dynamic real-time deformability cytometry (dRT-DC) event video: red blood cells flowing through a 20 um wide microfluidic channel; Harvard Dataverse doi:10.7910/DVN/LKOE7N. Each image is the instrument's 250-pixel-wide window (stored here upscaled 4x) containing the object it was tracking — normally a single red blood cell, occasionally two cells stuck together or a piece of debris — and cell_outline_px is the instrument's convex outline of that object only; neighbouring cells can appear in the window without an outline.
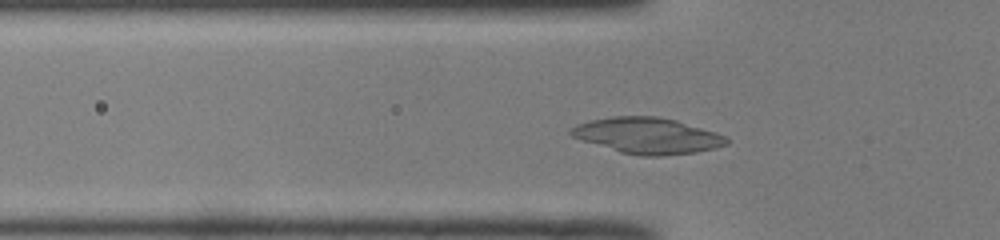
{"species": "common noctule bat (a hibernating species)", "species_latin": "Nyctalus noctula", "temperature_condition": "room temperature", "stored_images_in_passage": 35, "camera_frame_rate_fps": 3000, "um_per_image_px": 0.085, "animal": {"sex": "male", "body_mass_g": 19.0, "forearm_length_mm": 50.8}, "frame": {"image": 1, "passage_image": 2, "time_ms": 0.333, "image_size_px": [1000, 240], "cell_outline_px": [[728, 144], [716, 148], [696, 152], [664, 156], [640, 156], [620, 152], [572, 136], [568, 132], [568, 128], [576, 124], [592, 120], [612, 116], [656, 116], [676, 120], [716, 132], [728, 136]], "centroid_in_image_um": [55.06, 11.53], "position_along_channel_um": 70.7, "area_um2": 32.66}}
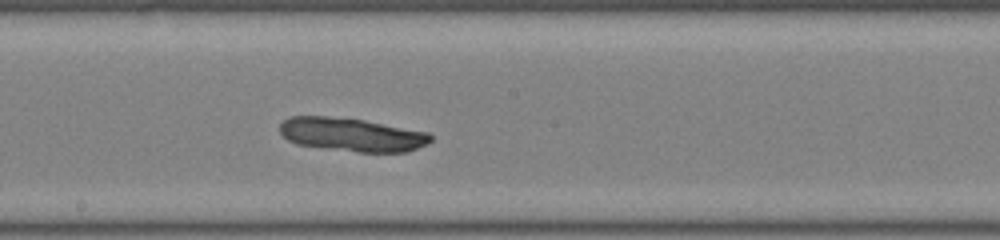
{"frame": {"image": 2, "passage_image": 13, "time_ms": 4.0, "image_size_px": [1000, 240], "cell_outline_px": [[432, 140], [428, 144], [408, 152], [356, 152], [296, 144], [288, 140], [280, 132], [280, 124], [288, 116], [324, 116], [364, 120], [428, 132], [432, 136]], "centroid_in_image_um": [29.92, 11.45], "position_along_channel_um": 218.3, "area_um2": 29.48}}
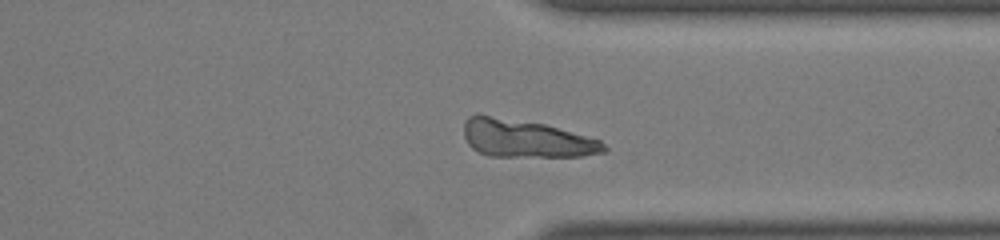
{"frame": {"image": 3, "passage_image": 24, "time_ms": 7.667, "image_size_px": [1000, 240], "cell_outline_px": [[608, 152], [580, 156], [488, 156], [472, 148], [468, 144], [464, 136], [464, 120], [468, 116], [476, 112], [544, 124], [600, 140], [608, 148]], "centroid_in_image_um": [44.65, 11.76], "position_along_channel_um": 366.7, "area_um2": 30.98}}